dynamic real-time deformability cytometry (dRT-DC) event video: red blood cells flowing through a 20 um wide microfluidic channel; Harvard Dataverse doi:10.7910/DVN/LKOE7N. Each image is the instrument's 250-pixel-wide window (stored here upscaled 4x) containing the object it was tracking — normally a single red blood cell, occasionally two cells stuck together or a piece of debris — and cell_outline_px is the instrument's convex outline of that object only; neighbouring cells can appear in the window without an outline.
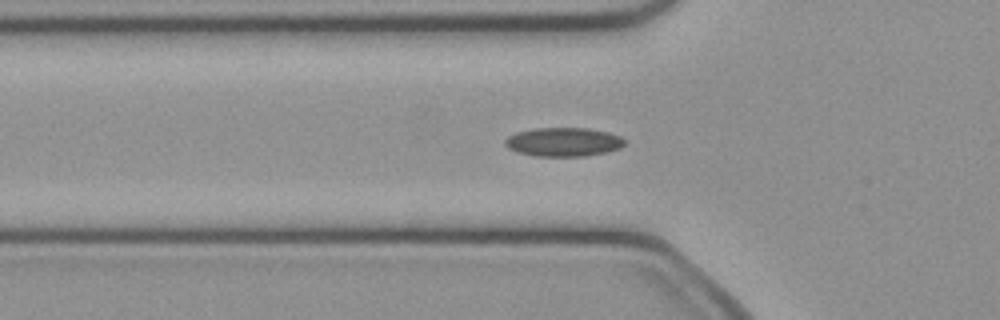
{"species": "common noctule bat (a hibernating species)", "species_latin": "Nyctalus noctula", "temperature_condition": "cold", "stored_images_in_passage": 50, "camera_frame_rate_fps": 3000, "um_per_image_px": 0.085, "animal": {"sex": "female", "body_mass_g": 21.9}, "frame": {"image": 1, "passage_image": 16, "time_ms": 5.0, "image_size_px": [1000, 320], "cell_outline_px": [[624, 144], [620, 148], [604, 152], [584, 156], [532, 156], [516, 152], [508, 148], [504, 144], [504, 140], [508, 136], [516, 132], [532, 128], [588, 128], [608, 132], [620, 136], [624, 140]], "centroid_in_image_um": [47.84, 12.06], "position_along_channel_um": 78.0, "area_um2": 20.17}}
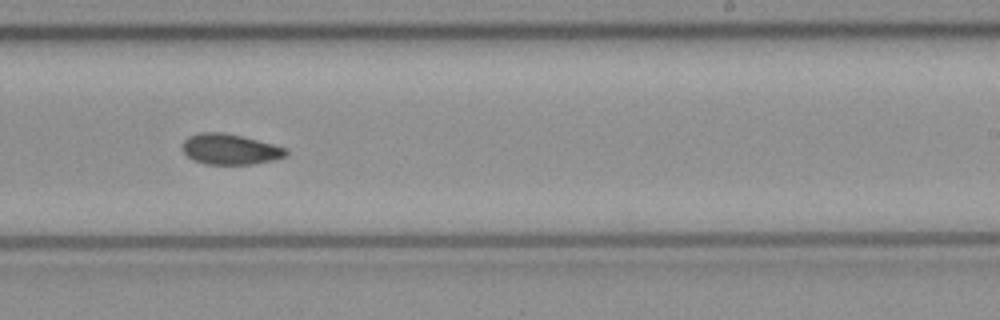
{"frame": {"image": 2, "passage_image": 30, "time_ms": 9.667, "image_size_px": [1000, 320], "cell_outline_px": [[288, 156], [272, 160], [252, 164], [204, 164], [192, 160], [184, 152], [184, 140], [188, 136], [200, 132], [224, 132], [288, 148]], "centroid_in_image_um": [19.56, 12.69], "position_along_channel_um": 269.4, "area_um2": 18.38}}
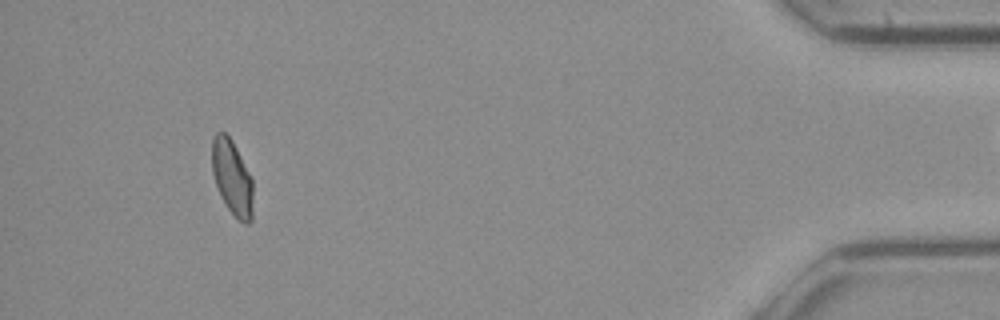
{"frame": {"image": 3, "passage_image": 46, "time_ms": 15.0, "image_size_px": [1000, 320], "cell_outline_px": [[252, 220], [248, 224], [244, 224], [224, 204], [220, 196], [212, 172], [212, 140], [216, 132], [224, 132], [232, 140], [252, 176]], "centroid_in_image_um": [19.73, 15.08], "position_along_channel_um": 415.5, "area_um2": 17.98}, "authors_computed_cell_mechanics": {"area_um2": 18.5538, "velocity_mm_per_s": 4.0801, "shape_relaxation_time_tau1_ms": null, "shape_relaxation_time_tau2_ms": 5.4509, "deformation_change_tau1": null, "deformation_change_tau2": 0.0926}}